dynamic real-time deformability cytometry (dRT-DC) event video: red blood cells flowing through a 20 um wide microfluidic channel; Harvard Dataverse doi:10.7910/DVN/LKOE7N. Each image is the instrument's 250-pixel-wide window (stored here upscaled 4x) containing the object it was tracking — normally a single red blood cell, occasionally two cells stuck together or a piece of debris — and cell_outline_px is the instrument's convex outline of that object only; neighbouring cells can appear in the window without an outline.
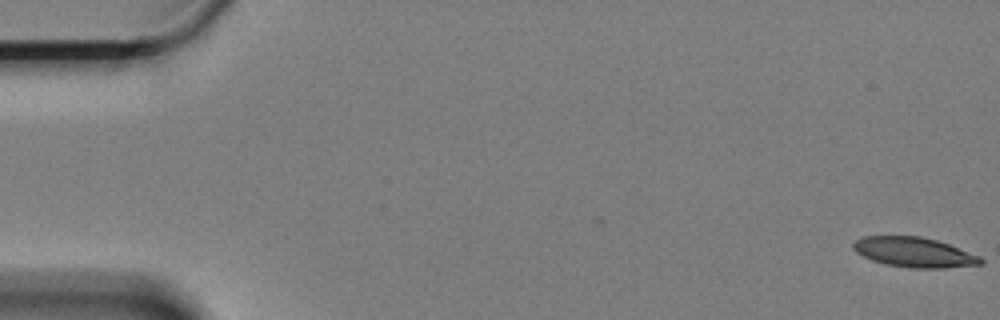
{"species": "Egyptian fruit bat (a non-hibernating species)", "species_latin": "Rousettus aegyptiacus", "temperature_condition": "cold", "stored_images_in_passage": 61, "camera_frame_rate_fps": 3000, "um_per_image_px": 0.085, "animal": {"sex": "female"}, "frame": {"image": 1, "passage_image": 1, "time_ms": 0.0, "image_size_px": [1000, 320], "cell_outline_px": [[984, 264], [944, 268], [912, 268], [884, 264], [872, 260], [856, 252], [852, 248], [852, 244], [856, 240], [864, 236], [920, 236], [936, 240], [948, 244], [980, 256], [984, 260]], "centroid_in_image_um": [77.71, 21.45], "position_along_channel_um": 7.3, "area_um2": 22.2}}
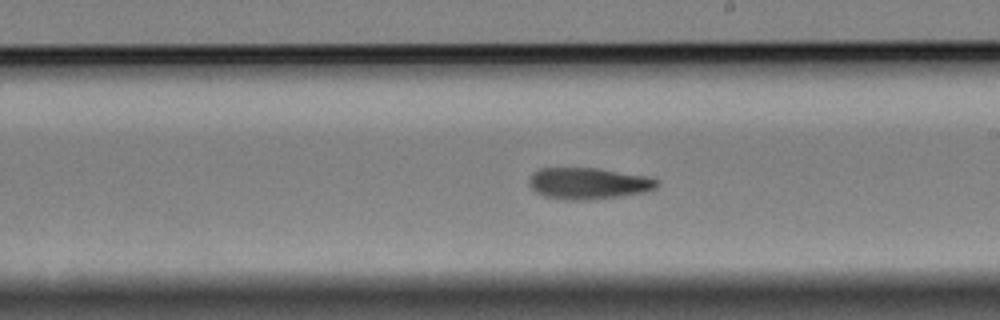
{"frame": {"image": 2, "passage_image": 35, "time_ms": 11.333, "image_size_px": [1000, 320], "cell_outline_px": [[660, 184], [656, 188], [644, 192], [596, 200], [568, 200], [544, 196], [536, 192], [528, 184], [528, 180], [532, 172], [540, 168], [596, 168], [648, 176], [660, 180]], "centroid_in_image_um": [50.02, 15.59], "position_along_channel_um": 239.0, "area_um2": 23.76}}
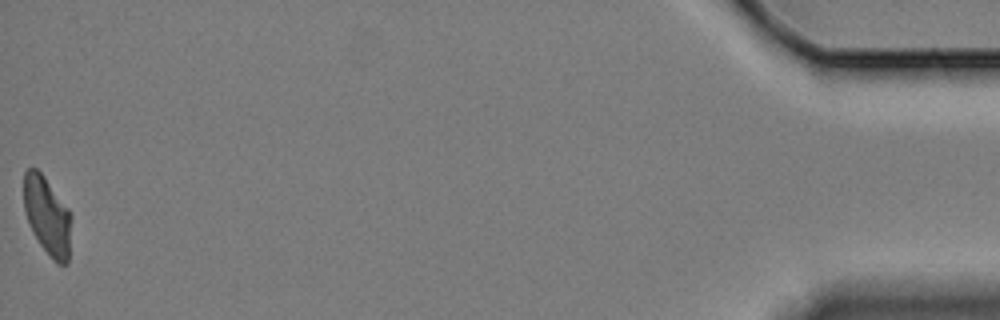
{"frame": {"image": 3, "passage_image": 61, "time_ms": 20.0, "image_size_px": [1000, 320], "cell_outline_px": [[72, 216], [68, 264], [56, 264], [52, 260], [40, 244], [32, 232], [28, 224], [24, 212], [24, 172], [28, 168], [36, 168], [44, 176], [68, 208]], "centroid_in_image_um": [4.02, 18.38], "position_along_channel_um": 431.2, "area_um2": 21.91}}